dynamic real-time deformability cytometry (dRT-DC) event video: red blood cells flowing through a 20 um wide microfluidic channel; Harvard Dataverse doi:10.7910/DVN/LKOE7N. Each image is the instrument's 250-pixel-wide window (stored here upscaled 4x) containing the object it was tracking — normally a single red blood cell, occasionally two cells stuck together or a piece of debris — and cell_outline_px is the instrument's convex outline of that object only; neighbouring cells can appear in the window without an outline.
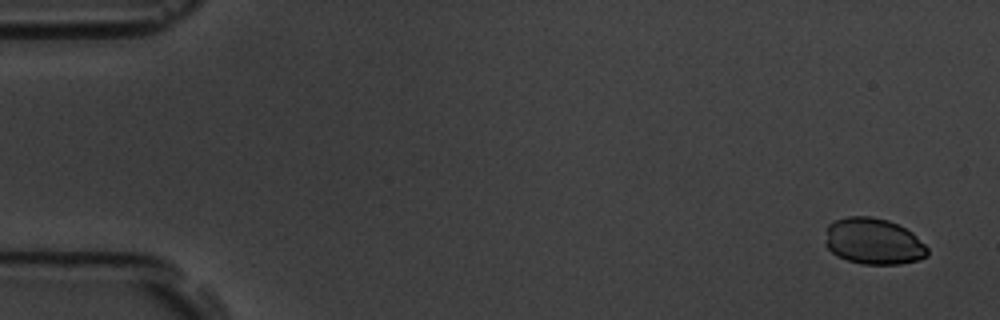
{"species": "common noctule bat (a hibernating species)", "species_latin": "Nyctalus noctula", "temperature_condition": "room temperature", "stored_images_in_passage": 6, "camera_frame_rate_fps": 3000, "um_per_image_px": 0.085, "animal": {"sex": "male", "body_mass_g": 19.5, "forearm_length_mm": 54.6}, "frame": {"image": 1, "passage_image": 1, "time_ms": 0.0, "image_size_px": [1000, 320], "cell_outline_px": [[928, 256], [920, 260], [900, 264], [860, 264], [836, 256], [824, 244], [828, 224], [836, 220], [848, 216], [872, 216], [888, 220], [912, 232], [928, 248]], "centroid_in_image_um": [74.24, 20.52], "position_along_channel_um": 10.8, "area_um2": 27.74}}